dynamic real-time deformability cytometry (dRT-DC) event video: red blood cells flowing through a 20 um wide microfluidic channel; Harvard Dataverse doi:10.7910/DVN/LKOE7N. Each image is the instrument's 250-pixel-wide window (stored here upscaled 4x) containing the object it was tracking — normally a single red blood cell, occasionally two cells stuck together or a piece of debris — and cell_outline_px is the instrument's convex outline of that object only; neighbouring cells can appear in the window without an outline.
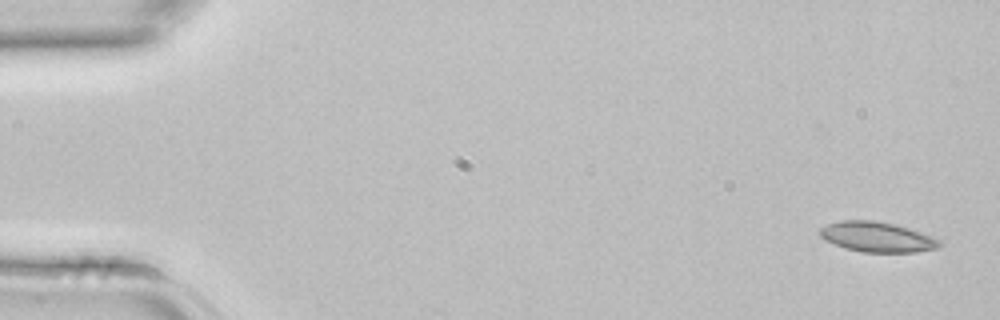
{"species": "common noctule bat (a hibernating species)", "species_latin": "Nyctalus noctula", "temperature_condition": "room temperature", "stored_images_in_passage": 3, "camera_frame_rate_fps": 3000, "um_per_image_px": 0.085, "animal": {"sex": "female", "body_mass_g": 22.7, "forearm_length_mm": 54.2}, "frame": {"image": 1, "passage_image": 1, "time_ms": 0.0, "image_size_px": [1000, 320], "cell_outline_px": [[944, 244], [940, 248], [916, 252], [864, 252], [844, 248], [824, 240], [820, 236], [820, 228], [828, 224], [840, 220], [872, 220], [896, 224], [932, 236], [940, 240]], "centroid_in_image_um": [74.58, 20.14], "position_along_channel_um": 10.4, "area_um2": 21.15}}
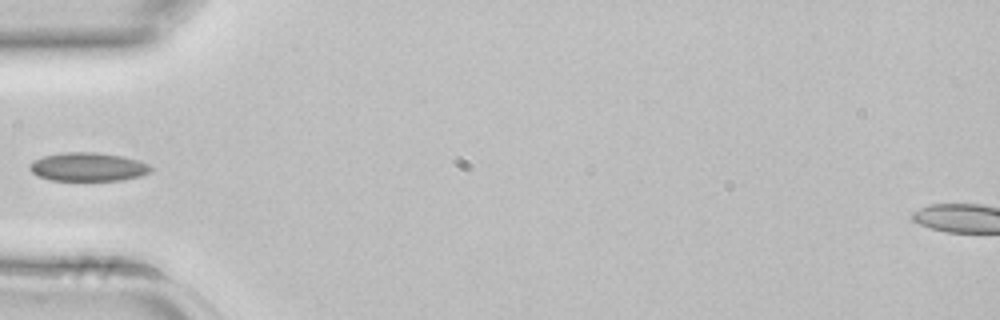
{"frame": {"image": 2, "passage_image": 3, "time_ms": 0.667, "image_size_px": [1000, 320], "cell_outline_px": [[152, 172], [140, 176], [120, 180], [52, 180], [40, 176], [32, 172], [28, 168], [28, 164], [32, 160], [44, 156], [64, 152], [92, 152], [120, 156], [140, 160], [148, 164], [152, 168]], "centroid_in_image_um": [7.48, 14.18], "position_along_channel_um": 77.5, "area_um2": 20.11}}